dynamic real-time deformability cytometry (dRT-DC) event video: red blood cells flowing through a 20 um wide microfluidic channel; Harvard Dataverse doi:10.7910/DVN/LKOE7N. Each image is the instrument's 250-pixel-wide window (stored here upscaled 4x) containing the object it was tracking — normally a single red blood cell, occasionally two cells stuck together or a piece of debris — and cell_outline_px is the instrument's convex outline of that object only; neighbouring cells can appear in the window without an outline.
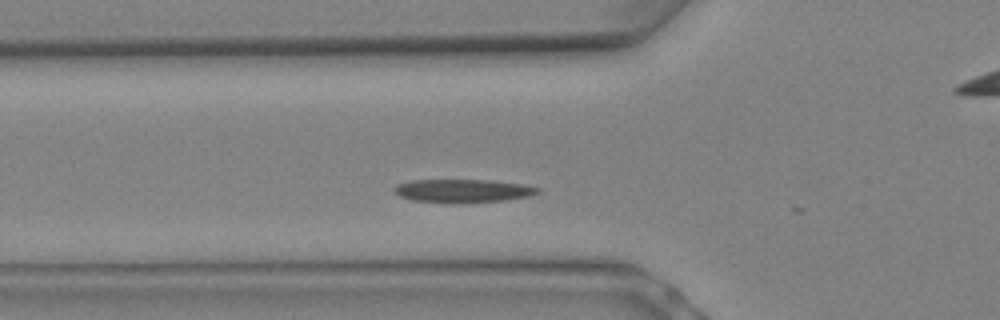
{"species": "Egyptian fruit bat (a non-hibernating species)", "species_latin": "Rousettus aegyptiacus", "temperature_condition": "warm", "stored_images_in_passage": 6, "camera_frame_rate_fps": 3000, "um_per_image_px": 0.085, "animal": {"sex": "female"}, "frame": {"image": 1, "passage_image": 4, "time_ms": 1.0, "image_size_px": [1000, 320], "cell_outline_px": [[540, 192], [532, 196], [504, 200], [452, 204], [412, 200], [400, 196], [392, 192], [392, 188], [396, 184], [412, 180], [492, 180], [520, 184], [540, 188]], "centroid_in_image_um": [39.3, 16.23], "position_along_channel_um": 86.5, "area_um2": 19.77}}